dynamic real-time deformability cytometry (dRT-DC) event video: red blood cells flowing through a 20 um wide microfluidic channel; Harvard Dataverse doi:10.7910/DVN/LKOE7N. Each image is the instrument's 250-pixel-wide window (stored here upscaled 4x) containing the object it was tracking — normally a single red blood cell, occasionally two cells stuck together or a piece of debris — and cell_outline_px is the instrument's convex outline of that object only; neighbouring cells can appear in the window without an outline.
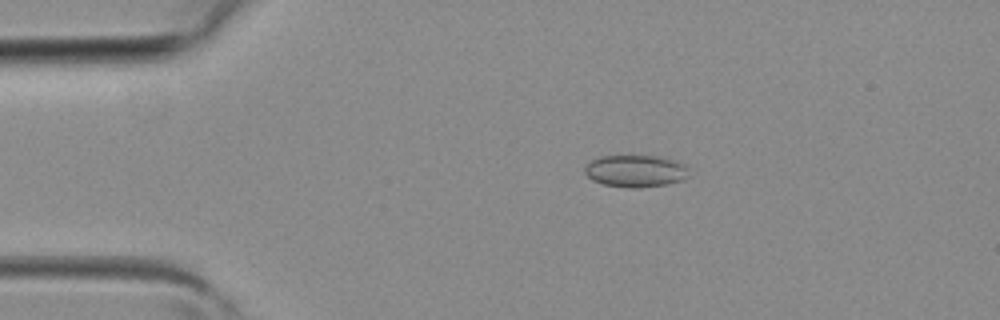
{"species": "common noctule bat (a hibernating species)", "species_latin": "Nyctalus noctula", "temperature_condition": "room temperature", "stored_images_in_passage": 2, "camera_frame_rate_fps": 3000, "um_per_image_px": 0.085, "animal": {"sex": "female", "body_mass_g": 19.3, "forearm_length_mm": 54.1}, "frame": {"image": 1, "passage_image": 1, "time_ms": 0.0, "image_size_px": [1000, 320], "cell_outline_px": [[688, 176], [684, 180], [668, 184], [640, 188], [628, 188], [604, 184], [592, 180], [584, 172], [584, 168], [592, 160], [600, 156], [656, 156], [672, 160], [684, 164], [688, 168]], "centroid_in_image_um": [54.03, 14.55], "position_along_channel_um": 31.0, "area_um2": 19.48}}